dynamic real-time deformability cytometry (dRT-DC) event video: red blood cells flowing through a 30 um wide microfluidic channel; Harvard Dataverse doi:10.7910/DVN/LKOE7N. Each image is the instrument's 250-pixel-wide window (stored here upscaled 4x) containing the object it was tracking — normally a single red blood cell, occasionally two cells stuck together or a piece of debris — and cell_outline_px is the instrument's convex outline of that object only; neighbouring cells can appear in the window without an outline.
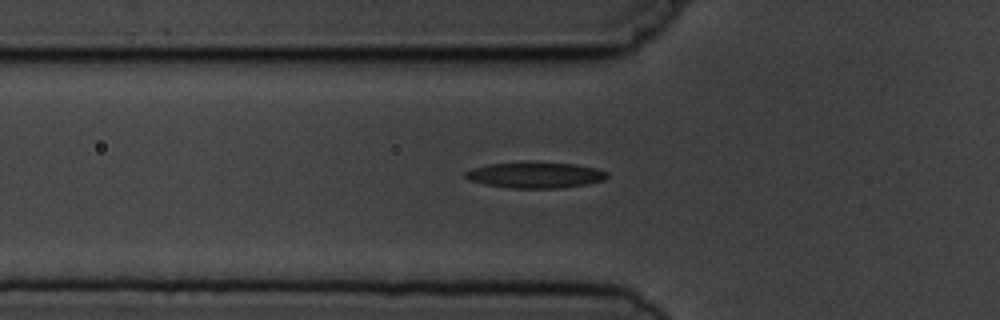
{"species": "common noctule bat (a hibernating species)", "species_latin": "Nyctalus noctula", "temperature_condition": "cold", "stored_images_in_passage": 8, "camera_frame_rate_fps": 3000, "um_per_image_px": 0.085, "animal": {"sex": "male", "body_mass_g": 19.5, "forearm_length_mm": 54.6}, "frame": {"image": 1, "passage_image": 6, "time_ms": 6.667, "image_size_px": [1000, 320], "cell_outline_px": [[608, 176], [604, 180], [588, 184], [564, 188], [512, 188], [484, 184], [468, 180], [464, 176], [464, 172], [472, 168], [488, 164], [576, 164], [596, 168], [608, 172]], "centroid_in_image_um": [45.52, 14.91], "position_along_channel_um": 80.3, "area_um2": 20.87}}
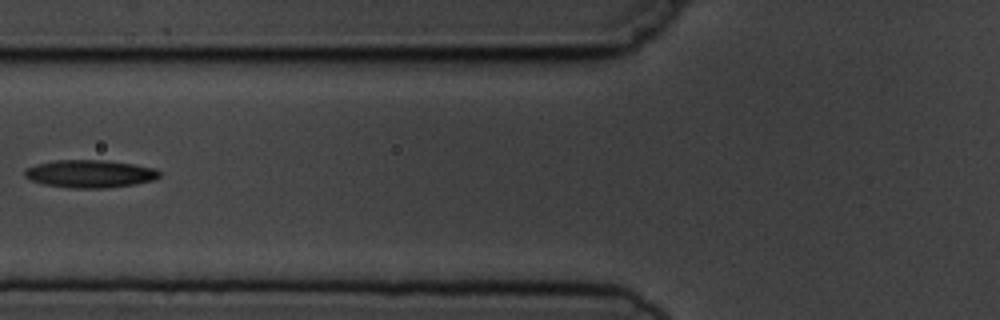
{"frame": {"image": 2, "passage_image": 7, "time_ms": 7.667, "image_size_px": [1000, 320], "cell_outline_px": [[160, 176], [152, 180], [136, 184], [104, 188], [72, 188], [44, 184], [32, 180], [24, 176], [24, 168], [36, 164], [56, 160], [108, 160], [156, 168], [160, 172]], "centroid_in_image_um": [7.64, 14.76], "position_along_channel_um": 118.2, "area_um2": 21.79}}
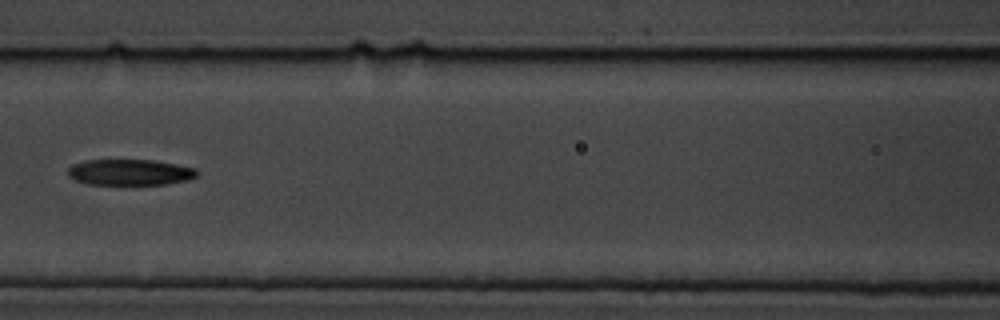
{"frame": {"image": 3, "passage_image": 8, "time_ms": 8.667, "image_size_px": [1000, 320], "cell_outline_px": [[200, 172], [196, 176], [188, 180], [168, 184], [88, 184], [72, 180], [68, 176], [68, 168], [72, 164], [84, 160], [152, 160], [176, 164], [196, 168]], "centroid_in_image_um": [11.03, 14.64], "position_along_channel_um": 155.6, "area_um2": 19.71}}